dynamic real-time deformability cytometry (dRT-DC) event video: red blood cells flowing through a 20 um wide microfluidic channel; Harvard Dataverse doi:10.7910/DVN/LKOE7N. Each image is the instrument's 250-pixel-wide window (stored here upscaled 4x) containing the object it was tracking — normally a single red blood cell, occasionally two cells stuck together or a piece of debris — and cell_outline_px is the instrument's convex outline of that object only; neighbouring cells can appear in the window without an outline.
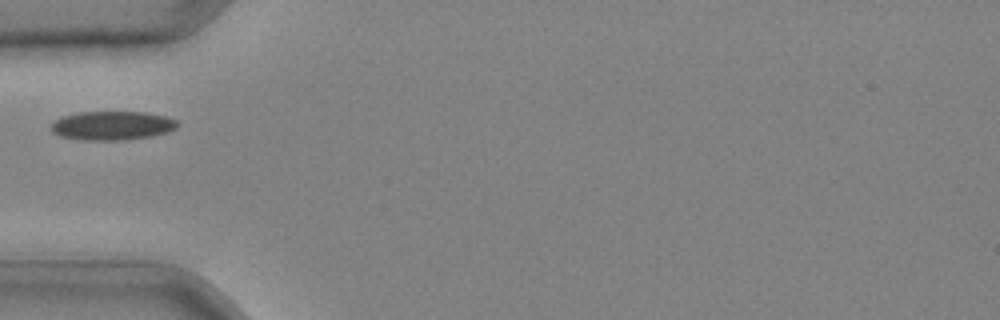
{"species": "common noctule bat (a hibernating species)", "species_latin": "Nyctalus noctula", "temperature_condition": "cold", "stored_images_in_passage": 24, "camera_frame_rate_fps": 3000, "um_per_image_px": 0.085, "animal": {"sex": "male", "body_mass_g": 20.4}, "frame": {"image": 1, "passage_image": 1, "time_ms": 0.0, "image_size_px": [1000, 320], "cell_outline_px": [[180, 124], [176, 128], [168, 132], [152, 136], [124, 140], [80, 140], [60, 136], [52, 132], [52, 124], [56, 120], [64, 116], [80, 112], [144, 112], [168, 116], [176, 120]], "centroid_in_image_um": [9.59, 10.68], "position_along_channel_um": 75.4, "area_um2": 21.33}}
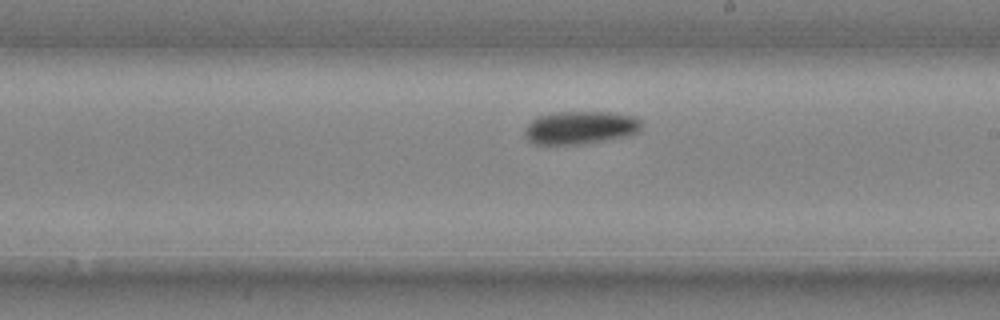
{"frame": {"image": 2, "passage_image": 12, "time_ms": 3.667, "image_size_px": [1000, 320], "cell_outline_px": [[640, 132], [628, 136], [608, 140], [580, 144], [532, 144], [524, 136], [524, 128], [532, 120], [540, 116], [556, 112], [608, 112], [636, 116], [640, 120]], "centroid_in_image_um": [49.33, 10.85], "position_along_channel_um": 239.7, "area_um2": 22.6}}
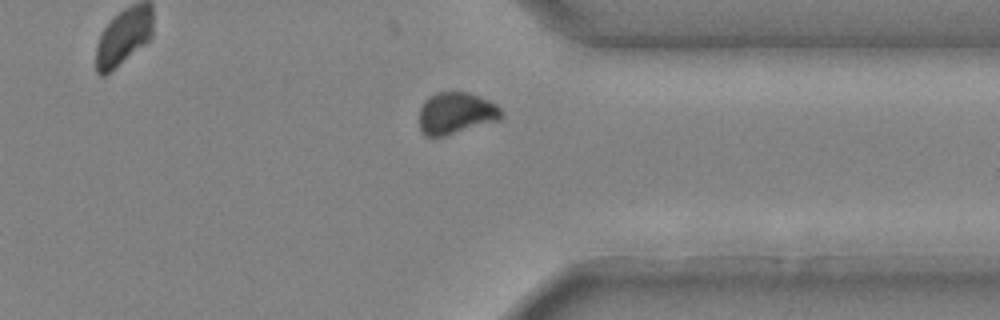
{"frame": {"image": 3, "passage_image": 21, "time_ms": 6.667, "image_size_px": [1000, 320], "cell_outline_px": [[504, 116], [500, 120], [444, 136], [424, 136], [420, 128], [420, 108], [424, 100], [428, 96], [436, 92], [464, 92], [488, 100], [496, 104], [504, 112]], "centroid_in_image_um": [38.76, 9.62], "position_along_channel_um": 372.6, "area_um2": 20.0}}